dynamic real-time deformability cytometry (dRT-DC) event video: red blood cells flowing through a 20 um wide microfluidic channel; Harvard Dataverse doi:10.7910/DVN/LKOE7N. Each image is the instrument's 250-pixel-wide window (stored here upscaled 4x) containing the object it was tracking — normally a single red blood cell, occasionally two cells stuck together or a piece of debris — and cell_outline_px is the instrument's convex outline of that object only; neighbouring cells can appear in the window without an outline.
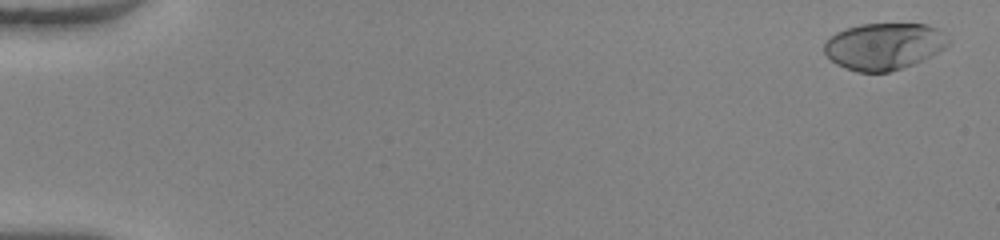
{"species": "human", "species_latin": "Homo sapiens", "temperature_condition": "warm", "stored_images_in_passage": 52, "camera_frame_rate_fps": 3000, "um_per_image_px": 0.085, "donor": {"sex": "female"}, "frame": {"image": 1, "passage_image": 2, "time_ms": 0.333, "image_size_px": [1000, 240], "cell_outline_px": [[948, 44], [944, 48], [912, 64], [888, 72], [856, 72], [844, 68], [836, 64], [824, 52], [824, 44], [836, 32], [844, 28], [860, 24], [928, 24], [936, 28], [948, 40]], "centroid_in_image_um": [75.07, 3.93], "position_along_channel_um": 9.9, "area_um2": 33.35}}
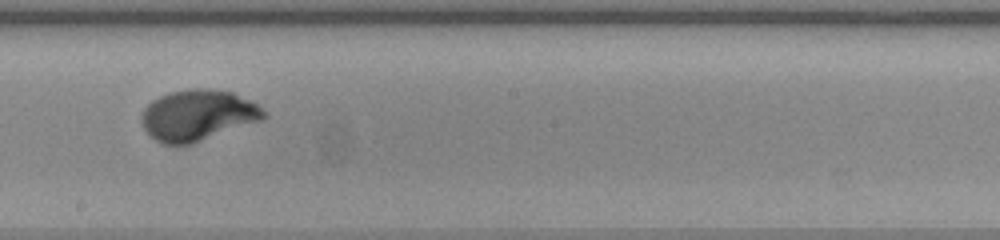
{"frame": {"image": 2, "passage_image": 31, "time_ms": 10.0, "image_size_px": [1000, 240], "cell_outline_px": [[268, 116], [264, 120], [192, 144], [164, 144], [156, 140], [144, 128], [140, 120], [140, 116], [144, 108], [152, 100], [168, 92], [188, 88], [208, 88], [232, 92], [252, 100], [268, 112]], "centroid_in_image_um": [16.86, 9.78], "position_along_channel_um": 231.3, "area_um2": 36.82}}
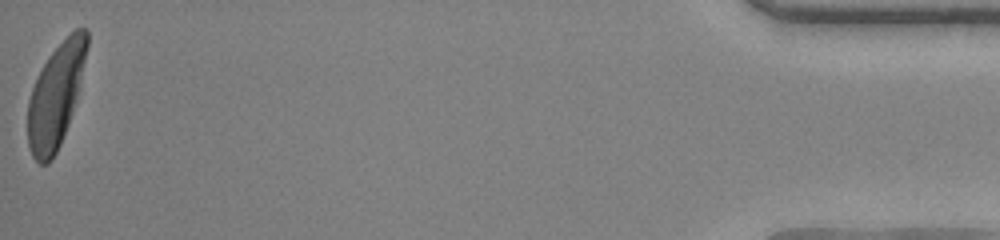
{"frame": {"image": 3, "passage_image": 52, "time_ms": 17.0, "image_size_px": [1000, 240], "cell_outline_px": [[88, 44], [76, 96], [72, 112], [68, 124], [60, 144], [52, 160], [48, 164], [40, 164], [32, 156], [28, 144], [28, 100], [32, 88], [48, 56], [76, 28], [84, 28], [88, 32]], "centroid_in_image_um": [4.72, 8.17], "position_along_channel_um": 430.5, "area_um2": 34.74}, "authors_computed_cell_mechanics": {"area_um2": 34.68, "velocity_mm_per_s": 4.0896, "shape_relaxation_time_tau1_ms": 2.4198, "shape_relaxation_time_tau2_ms": null, "deformation_change_tau1": 0.199, "deformation_change_tau2": null}}